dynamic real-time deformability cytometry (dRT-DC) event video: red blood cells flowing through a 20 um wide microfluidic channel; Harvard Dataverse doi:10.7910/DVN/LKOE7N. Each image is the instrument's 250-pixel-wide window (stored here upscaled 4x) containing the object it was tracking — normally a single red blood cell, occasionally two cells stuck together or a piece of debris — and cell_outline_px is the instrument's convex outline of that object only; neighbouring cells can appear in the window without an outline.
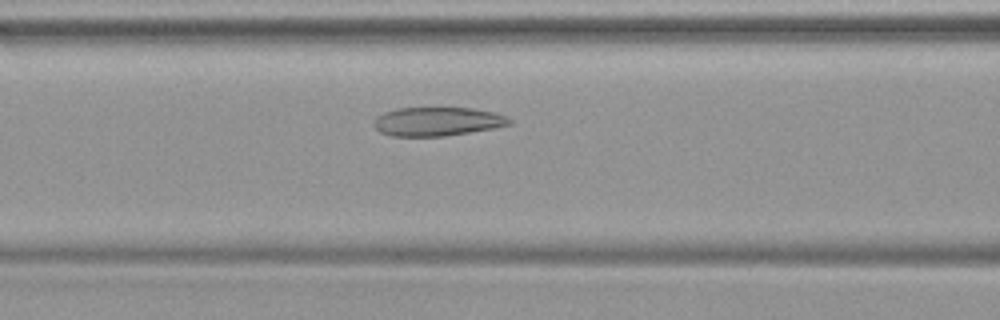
{"species": "common noctule bat (a hibernating species)", "species_latin": "Nyctalus noctula", "temperature_condition": "warm", "stored_images_in_passage": 43, "camera_frame_rate_fps": 3000, "um_per_image_px": 0.085, "animal": {"sex": "female", "body_mass_g": 19.9}, "frame": {"image": 1, "passage_image": 15, "time_ms": 4.667, "image_size_px": [1000, 320], "cell_outline_px": [[512, 124], [492, 128], [444, 136], [392, 136], [380, 132], [372, 124], [376, 116], [384, 112], [396, 108], [472, 108], [492, 112], [508, 116], [512, 120]], "centroid_in_image_um": [37.15, 10.32], "position_along_channel_um": 129.5, "area_um2": 22.72}}
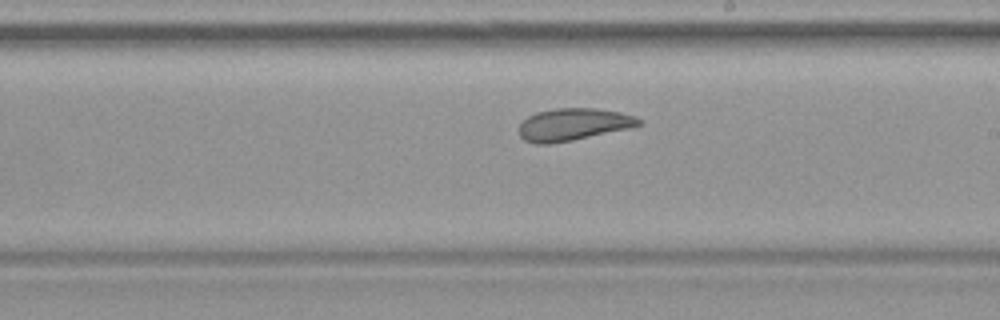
{"frame": {"image": 2, "passage_image": 23, "time_ms": 7.333, "image_size_px": [1000, 320], "cell_outline_px": [[644, 124], [636, 128], [552, 144], [536, 144], [524, 140], [520, 136], [516, 128], [528, 116], [536, 112], [552, 108], [596, 108], [620, 112], [632, 116], [640, 120]], "centroid_in_image_um": [48.73, 10.59], "position_along_channel_um": 240.3, "area_um2": 23.06}}
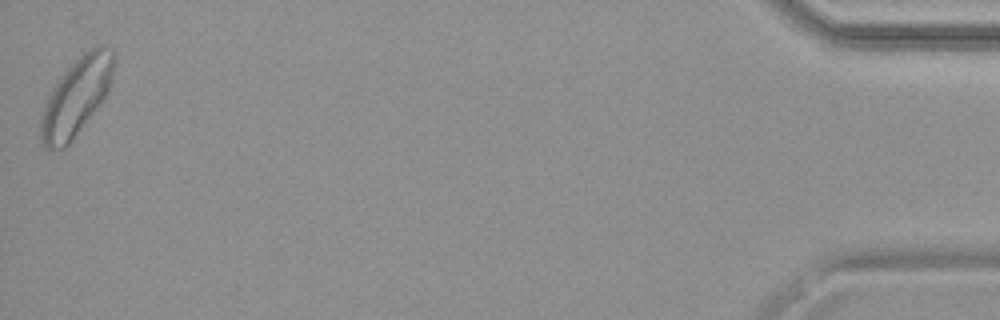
{"frame": {"image": 3, "passage_image": 43, "time_ms": 14.0, "image_size_px": [1000, 320], "cell_outline_px": [[116, 60], [112, 76], [108, 88], [104, 96], [68, 144], [64, 148], [52, 152], [40, 140], [40, 120], [48, 96], [52, 88], [60, 76], [84, 52], [100, 44], [104, 44], [112, 48], [116, 56]], "centroid_in_image_um": [6.48, 8.18], "position_along_channel_um": 428.7, "area_um2": 32.37}}